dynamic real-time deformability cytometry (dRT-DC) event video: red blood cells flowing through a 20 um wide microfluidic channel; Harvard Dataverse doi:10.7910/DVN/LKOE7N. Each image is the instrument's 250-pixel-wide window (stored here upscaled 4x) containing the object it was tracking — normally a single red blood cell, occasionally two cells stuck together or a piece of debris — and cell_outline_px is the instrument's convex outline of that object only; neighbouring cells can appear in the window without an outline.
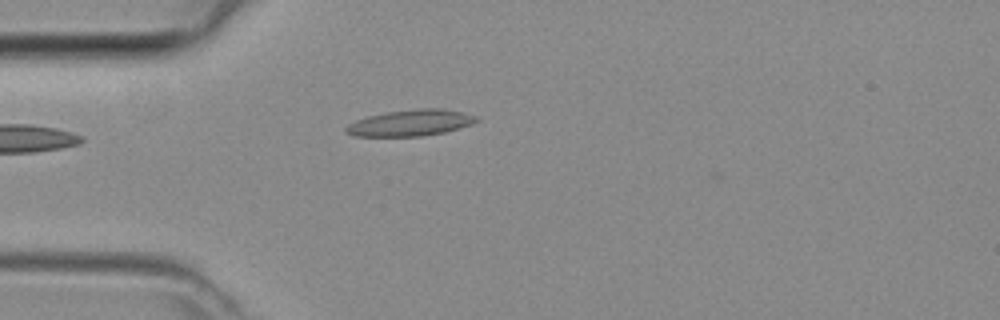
{"species": "common noctule bat (a hibernating species)", "species_latin": "Nyctalus noctula", "temperature_condition": "room temperature", "stored_images_in_passage": 32, "camera_frame_rate_fps": 3000, "um_per_image_px": 0.085, "animal": {"sex": "female", "body_mass_g": 29.2, "forearm_length_mm": 56.3}, "frame": {"image": 1, "passage_image": 1, "time_ms": 0.0, "image_size_px": [1000, 320], "cell_outline_px": [[480, 120], [472, 124], [460, 128], [444, 132], [420, 136], [352, 136], [344, 132], [344, 128], [348, 124], [356, 120], [368, 116], [384, 112], [420, 108], [444, 108], [476, 116]], "centroid_in_image_um": [34.87, 10.44], "position_along_channel_um": 50.1, "area_um2": 20.06}}
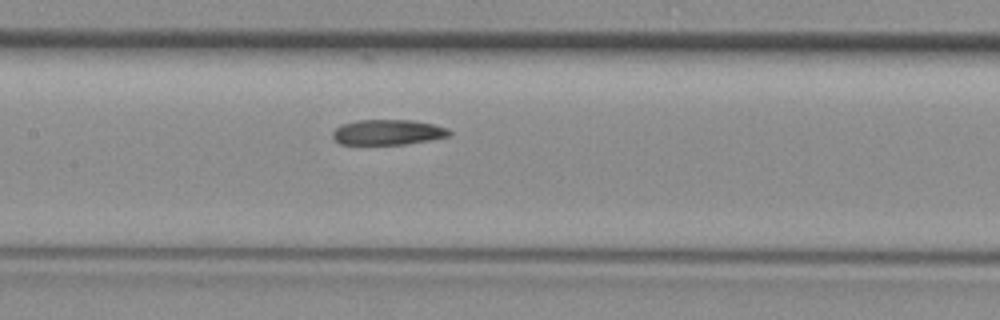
{"frame": {"image": 2, "passage_image": 10, "time_ms": 3.0, "image_size_px": [1000, 320], "cell_outline_px": [[452, 132], [448, 136], [428, 140], [404, 144], [340, 144], [332, 136], [332, 132], [336, 128], [344, 124], [356, 120], [412, 120], [432, 124], [448, 128]], "centroid_in_image_um": [32.96, 11.23], "position_along_channel_um": 174.4, "area_um2": 16.99}}
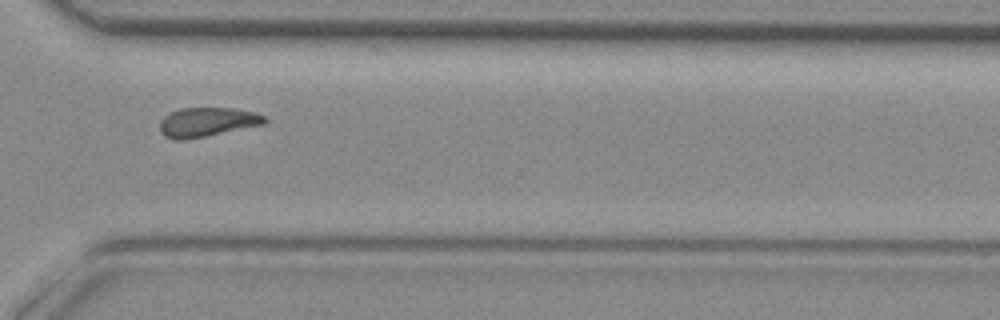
{"frame": {"image": 3, "passage_image": 22, "time_ms": 7.0, "image_size_px": [1000, 320], "cell_outline_px": [[268, 120], [264, 124], [184, 140], [176, 140], [164, 136], [160, 132], [160, 120], [168, 112], [180, 108], [236, 108], [256, 112], [264, 116]], "centroid_in_image_um": [17.58, 10.36], "position_along_channel_um": 353.0, "area_um2": 17.92}}